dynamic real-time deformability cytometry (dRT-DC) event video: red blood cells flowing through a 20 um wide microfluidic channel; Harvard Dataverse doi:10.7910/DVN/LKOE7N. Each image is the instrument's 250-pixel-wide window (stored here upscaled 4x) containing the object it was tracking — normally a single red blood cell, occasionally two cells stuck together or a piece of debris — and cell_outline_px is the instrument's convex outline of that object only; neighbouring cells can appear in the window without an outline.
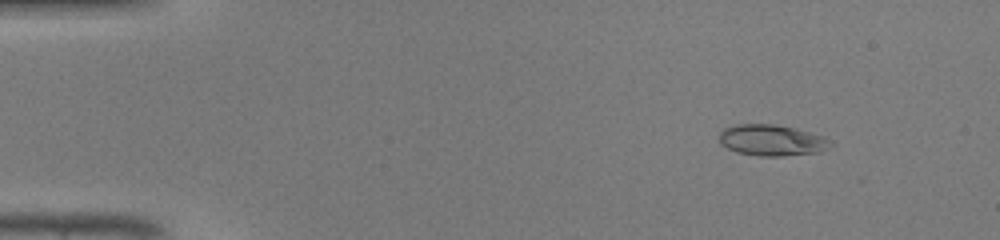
{"species": "common noctule bat (a hibernating species)", "species_latin": "Nyctalus noctula", "temperature_condition": "warm", "stored_images_in_passage": 46, "camera_frame_rate_fps": 3000, "um_per_image_px": 0.085, "animal": {"sex": "male", "body_mass_g": 19.0, "forearm_length_mm": 50.8}, "frame": {"image": 1, "passage_image": 4, "time_ms": 1.0, "image_size_px": [1000, 240], "cell_outline_px": [[832, 144], [820, 152], [784, 156], [760, 156], [736, 152], [720, 144], [720, 132], [724, 128], [736, 124], [776, 124], [824, 136]], "centroid_in_image_um": [65.57, 11.92], "position_along_channel_um": 19.4, "area_um2": 20.06}}
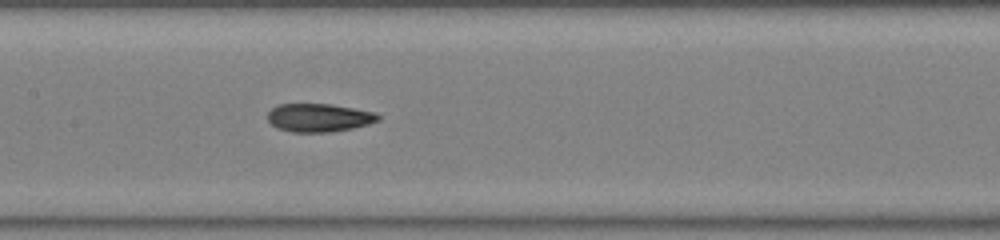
{"frame": {"image": 2, "passage_image": 22, "time_ms": 7.0, "image_size_px": [1000, 240], "cell_outline_px": [[380, 120], [368, 124], [352, 128], [332, 132], [292, 132], [276, 128], [268, 120], [268, 112], [272, 108], [280, 104], [332, 104], [376, 112], [380, 116]], "centroid_in_image_um": [27.12, 10.0], "position_along_channel_um": 180.3, "area_um2": 18.26}}
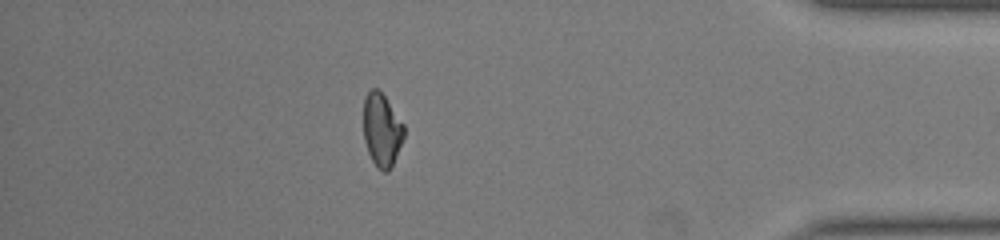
{"frame": {"image": 3, "passage_image": 40, "time_ms": 13.0, "image_size_px": [1000, 240], "cell_outline_px": [[404, 136], [392, 164], [388, 172], [384, 172], [376, 168], [368, 152], [364, 140], [364, 96], [372, 88], [380, 88], [404, 124]], "centroid_in_image_um": [32.44, 11.01], "position_along_channel_um": 402.8, "area_um2": 17.34}, "authors_computed_cell_mechanics": {"area_um2": 18.3515, "velocity_mm_per_s": 4.3334, "shape_relaxation_time_tau1_ms": 8.5144, "shape_relaxation_time_tau2_ms": 1.4506, "deformation_change_tau1": 0.2898, "deformation_change_tau2": 0.0741}}